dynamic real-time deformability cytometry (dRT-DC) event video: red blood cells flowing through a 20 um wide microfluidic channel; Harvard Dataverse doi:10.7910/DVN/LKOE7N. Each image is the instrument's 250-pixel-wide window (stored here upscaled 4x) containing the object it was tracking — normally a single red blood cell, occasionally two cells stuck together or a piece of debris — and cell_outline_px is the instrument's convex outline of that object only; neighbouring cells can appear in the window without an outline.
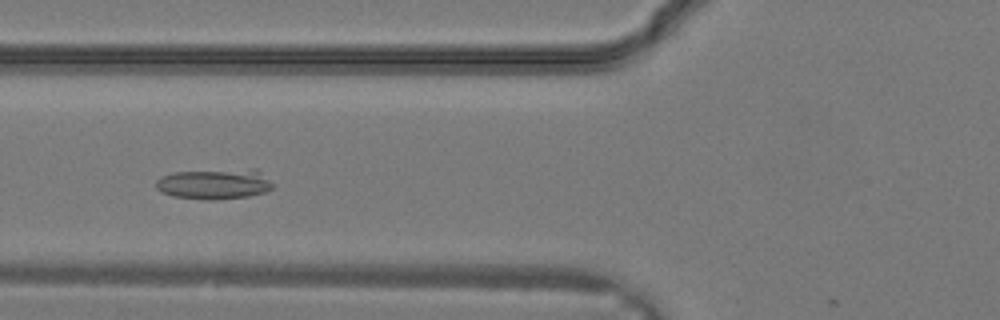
{"species": "common noctule bat (a hibernating species)", "species_latin": "Nyctalus noctula", "temperature_condition": "warm", "stored_images_in_passage": 30, "camera_frame_rate_fps": 3000, "um_per_image_px": 0.085, "animal": {"sex": "male", "body_mass_g": 19.2, "forearm_length_mm": 51.8}, "frame": {"image": 1, "passage_image": 11, "time_ms": 3.333, "image_size_px": [1000, 320], "cell_outline_px": [[276, 184], [272, 188], [264, 192], [248, 196], [212, 200], [208, 200], [172, 196], [160, 192], [156, 188], [156, 180], [160, 176], [172, 172], [252, 168], [256, 168]], "centroid_in_image_um": [18.23, 15.62], "position_along_channel_um": 107.6, "area_um2": 21.1}}
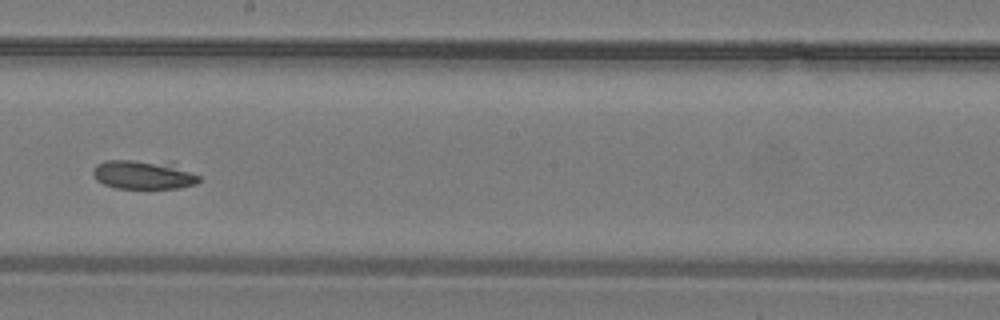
{"frame": {"image": 2, "passage_image": 17, "time_ms": 5.333, "image_size_px": [1000, 320], "cell_outline_px": [[200, 180], [196, 184], [180, 188], [116, 188], [104, 184], [96, 180], [92, 172], [96, 164], [104, 160], [172, 160], [200, 176]], "centroid_in_image_um": [12.26, 14.81], "position_along_channel_um": 235.9, "area_um2": 18.61}}
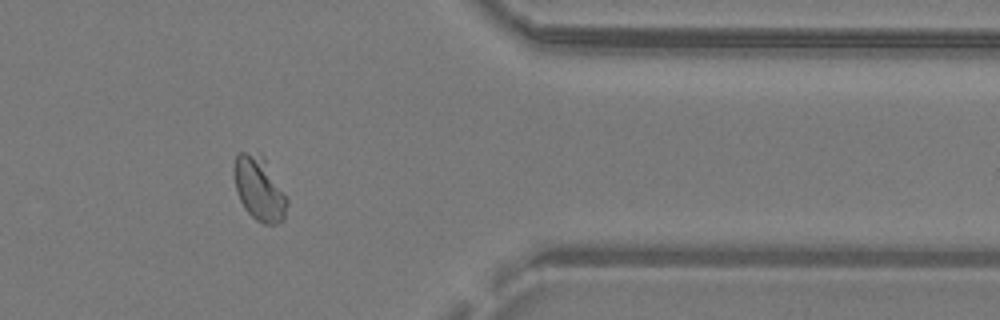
{"frame": {"image": 3, "passage_image": 25, "time_ms": 8.0, "image_size_px": [1000, 320], "cell_outline_px": [[288, 204], [284, 220], [276, 224], [264, 224], [256, 220], [244, 208], [240, 200], [236, 188], [232, 168], [236, 156], [240, 152], [244, 152], [264, 156], [288, 200]], "centroid_in_image_um": [22.04, 16.05], "position_along_channel_um": 389.4, "area_um2": 19.77}}